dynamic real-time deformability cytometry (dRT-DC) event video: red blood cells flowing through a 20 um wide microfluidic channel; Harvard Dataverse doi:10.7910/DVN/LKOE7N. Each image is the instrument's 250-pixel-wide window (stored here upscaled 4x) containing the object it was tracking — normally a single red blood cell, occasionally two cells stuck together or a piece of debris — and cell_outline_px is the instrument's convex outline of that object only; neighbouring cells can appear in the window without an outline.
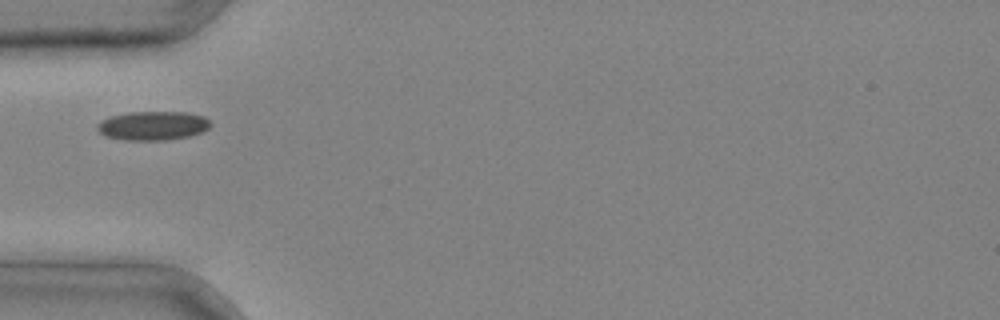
{"species": "common noctule bat (a hibernating species)", "species_latin": "Nyctalus noctula", "temperature_condition": "cold", "stored_images_in_passage": 2, "camera_frame_rate_fps": 3000, "um_per_image_px": 0.085, "animal": {"sex": "male", "body_mass_g": 20.4}, "frame": {"image": 1, "passage_image": 2, "time_ms": 0.333, "image_size_px": [1000, 320], "cell_outline_px": [[212, 124], [204, 132], [188, 136], [168, 140], [124, 140], [104, 136], [96, 128], [96, 124], [100, 120], [108, 116], [128, 112], [188, 112], [204, 116]], "centroid_in_image_um": [12.97, 10.68], "position_along_channel_um": 72.0, "area_um2": 19.42}}